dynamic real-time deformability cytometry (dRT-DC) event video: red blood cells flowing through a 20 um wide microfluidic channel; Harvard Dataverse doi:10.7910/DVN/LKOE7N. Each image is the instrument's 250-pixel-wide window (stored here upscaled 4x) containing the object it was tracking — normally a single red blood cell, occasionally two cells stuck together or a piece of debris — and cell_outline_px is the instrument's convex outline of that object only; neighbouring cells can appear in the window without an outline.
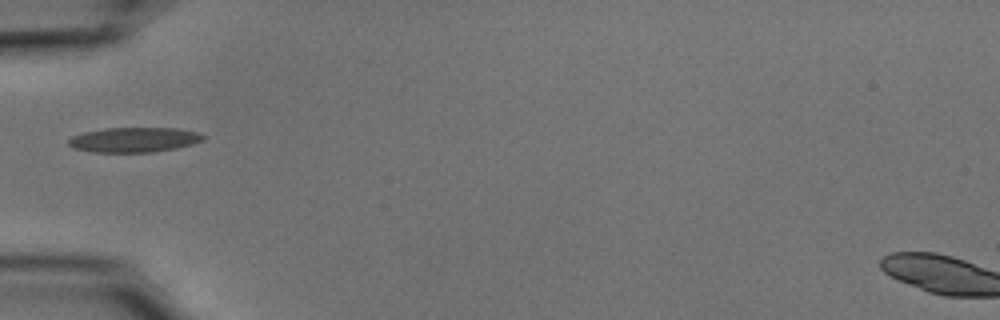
{"species": "common noctule bat (a hibernating species)", "species_latin": "Nyctalus noctula", "temperature_condition": "cold", "stored_images_in_passage": 11, "camera_frame_rate_fps": 3000, "um_per_image_px": 0.085, "animal": {"sex": "male", "body_mass_g": 15.6}, "frame": {"image": 1, "passage_image": 1, "time_ms": 0.0, "image_size_px": [1000, 320], "cell_outline_px": [[208, 136], [204, 140], [192, 144], [176, 148], [152, 152], [92, 152], [76, 148], [68, 144], [68, 140], [72, 136], [84, 132], [104, 128], [176, 128], [196, 132]], "centroid_in_image_um": [11.42, 11.87], "position_along_channel_um": 73.6, "area_um2": 19.48}}